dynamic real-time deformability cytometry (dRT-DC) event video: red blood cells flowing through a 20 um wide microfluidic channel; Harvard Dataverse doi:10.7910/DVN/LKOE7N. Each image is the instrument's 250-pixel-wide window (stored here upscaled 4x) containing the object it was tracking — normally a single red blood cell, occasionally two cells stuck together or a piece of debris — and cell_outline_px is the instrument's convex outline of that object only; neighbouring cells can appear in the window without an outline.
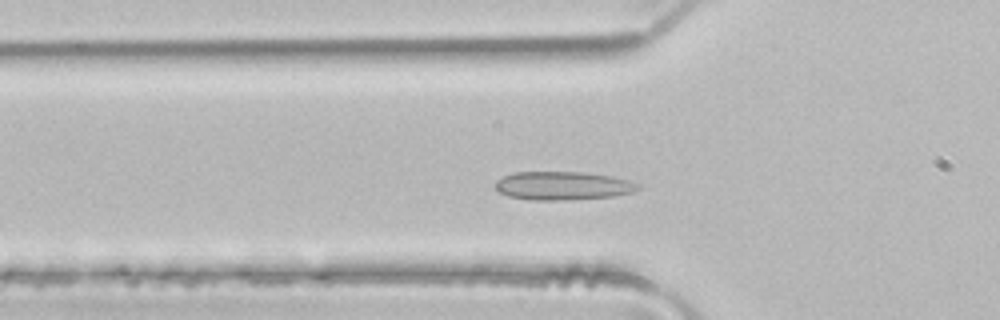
{"species": "common noctule bat (a hibernating species)", "species_latin": "Nyctalus noctula", "temperature_condition": "room temperature", "stored_images_in_passage": 45, "camera_frame_rate_fps": 3000, "um_per_image_px": 0.085, "animal": {"sex": "male", "body_mass_g": 21.5, "forearm_length_mm": 52.0}, "frame": {"image": 1, "passage_image": 12, "time_ms": 3.667, "image_size_px": [1000, 320], "cell_outline_px": [[640, 188], [636, 192], [612, 196], [568, 200], [528, 200], [508, 196], [500, 192], [492, 184], [496, 180], [504, 176], [516, 172], [584, 172], [612, 176], [628, 180], [640, 184]], "centroid_in_image_um": [47.84, 15.79], "position_along_channel_um": 78.0, "area_um2": 23.87}}
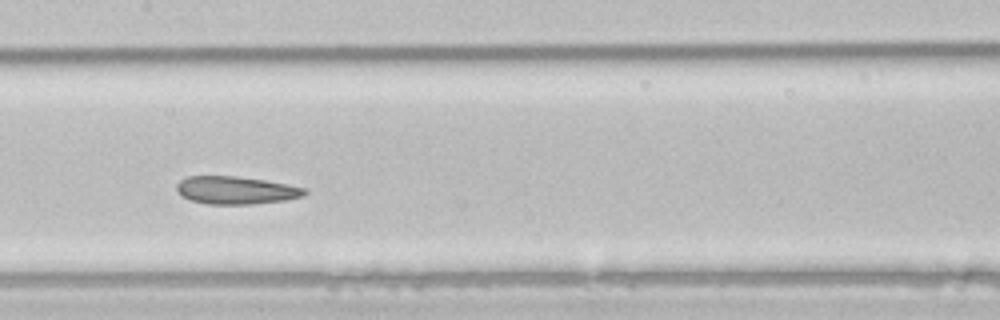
{"frame": {"image": 2, "passage_image": 20, "time_ms": 6.333, "image_size_px": [1000, 320], "cell_outline_px": [[308, 192], [304, 196], [288, 200], [252, 204], [208, 204], [192, 200], [180, 196], [176, 188], [176, 184], [180, 180], [188, 176], [236, 176], [264, 180], [288, 184], [308, 188]], "centroid_in_image_um": [20.09, 16.17], "position_along_channel_um": 187.3, "area_um2": 20.92}}
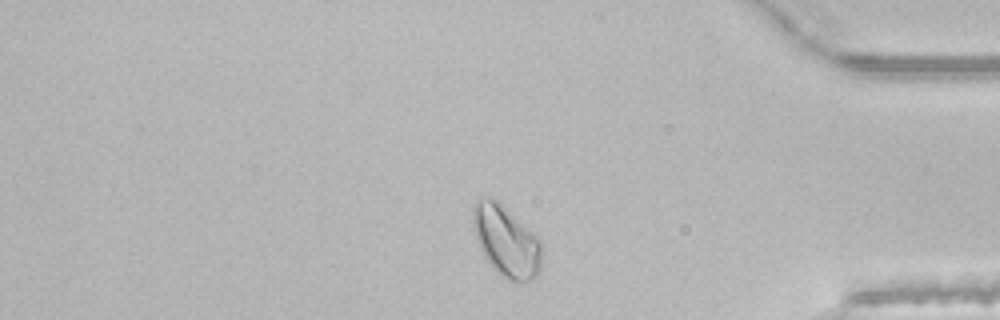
{"frame": {"image": 3, "passage_image": 37, "time_ms": 12.0, "image_size_px": [1000, 320], "cell_outline_px": [[540, 268], [536, 276], [520, 284], [508, 280], [500, 276], [496, 272], [484, 256], [480, 248], [472, 228], [472, 204], [476, 200], [488, 196], [492, 196], [528, 228], [540, 240]], "centroid_in_image_um": [42.97, 20.49], "position_along_channel_um": 392.2, "area_um2": 28.5}, "authors_computed_cell_mechanics": {"area_um2": 23.8714, "velocity_mm_per_s": 4.079, "shape_relaxation_time_tau1_ms": null, "shape_relaxation_time_tau2_ms": 3.4608, "deformation_change_tau1": null, "deformation_change_tau2": 0.0745}}